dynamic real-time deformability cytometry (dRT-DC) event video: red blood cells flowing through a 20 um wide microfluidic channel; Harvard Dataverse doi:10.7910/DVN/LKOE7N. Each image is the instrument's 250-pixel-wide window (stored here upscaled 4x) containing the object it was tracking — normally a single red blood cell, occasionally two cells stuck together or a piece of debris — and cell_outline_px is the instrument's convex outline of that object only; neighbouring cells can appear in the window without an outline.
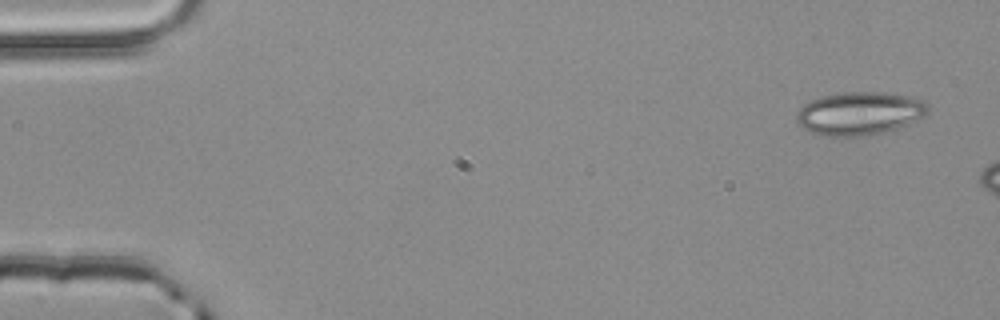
{"species": "common noctule bat (a hibernating species)", "species_latin": "Nyctalus noctula", "temperature_condition": "room temperature", "stored_images_in_passage": 3, "camera_frame_rate_fps": 3000, "um_per_image_px": 0.085, "animal": {"sex": "male", "body_mass_g": 20.4}, "frame": {"image": 1, "passage_image": 1, "time_ms": 0.0, "image_size_px": [1000, 320], "cell_outline_px": [[928, 112], [924, 116], [904, 128], [864, 136], [828, 136], [812, 132], [804, 128], [796, 120], [796, 112], [804, 104], [820, 96], [844, 92], [884, 92], [908, 96], [924, 100], [928, 104]], "centroid_in_image_um": [73.11, 9.64], "position_along_channel_um": 11.9, "area_um2": 33.35}}